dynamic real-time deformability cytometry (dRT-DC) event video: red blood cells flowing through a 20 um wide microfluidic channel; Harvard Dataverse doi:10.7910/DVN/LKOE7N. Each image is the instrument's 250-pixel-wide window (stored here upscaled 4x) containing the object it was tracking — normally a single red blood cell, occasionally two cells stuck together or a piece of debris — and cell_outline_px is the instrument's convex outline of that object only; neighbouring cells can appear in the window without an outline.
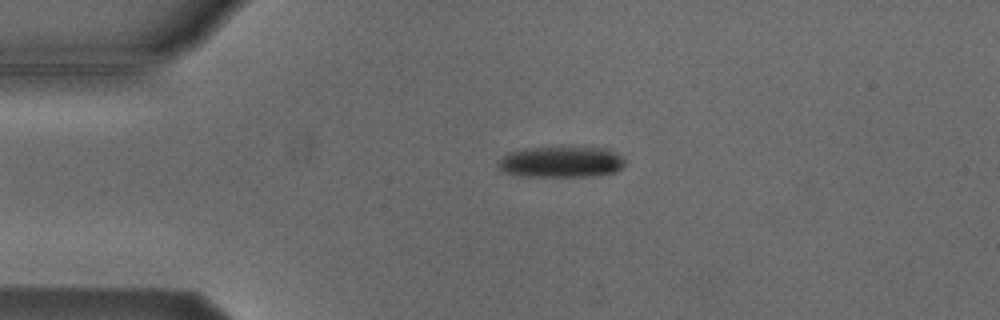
{"species": "Egyptian fruit bat (a non-hibernating species)", "species_latin": "Rousettus aegyptiacus", "temperature_condition": "cold", "stored_images_in_passage": 4, "camera_frame_rate_fps": 3000, "um_per_image_px": 0.085, "animal": {"sex": "male"}, "frame": {"image": 1, "passage_image": 3, "time_ms": 3.333, "image_size_px": [1000, 320], "cell_outline_px": [[624, 164], [616, 172], [592, 176], [520, 176], [500, 172], [496, 168], [496, 164], [508, 152], [532, 148], [608, 148], [620, 156], [624, 160]], "centroid_in_image_um": [47.64, 13.78], "position_along_channel_um": 37.4, "area_um2": 22.77}}